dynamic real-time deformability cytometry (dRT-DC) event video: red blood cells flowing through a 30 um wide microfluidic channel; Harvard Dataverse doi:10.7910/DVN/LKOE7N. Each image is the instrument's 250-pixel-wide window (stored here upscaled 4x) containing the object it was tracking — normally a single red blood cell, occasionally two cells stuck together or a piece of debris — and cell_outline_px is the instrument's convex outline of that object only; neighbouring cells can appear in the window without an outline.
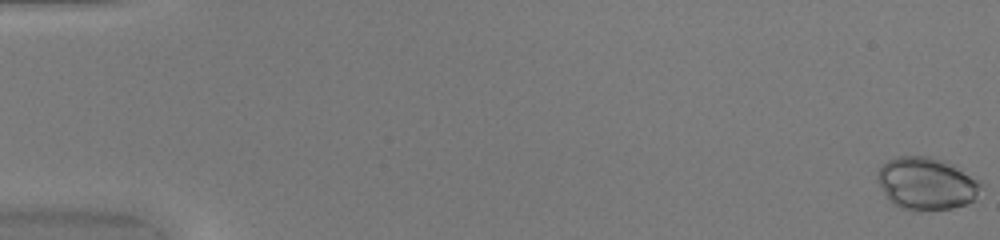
{"species": "common noctule bat (a hibernating species)", "species_latin": "Nyctalus noctula", "temperature_condition": "warm", "stored_images_in_passage": 51, "camera_frame_rate_fps": 3000, "um_per_image_px": 0.085, "animal": {"sex": "female", "body_mass_g": 20.0, "forearm_length_mm": 54.0}, "frame": {"image": 1, "passage_image": 1, "time_ms": 0.0, "image_size_px": [1000, 240], "cell_outline_px": [[984, 184], [972, 200], [964, 204], [952, 208], [920, 212], [900, 208], [892, 204], [888, 200], [876, 180], [876, 176], [880, 164], [896, 156], [928, 156], [944, 160], [980, 180]], "centroid_in_image_um": [78.69, 15.61], "position_along_channel_um": 6.3, "area_um2": 32.08}}
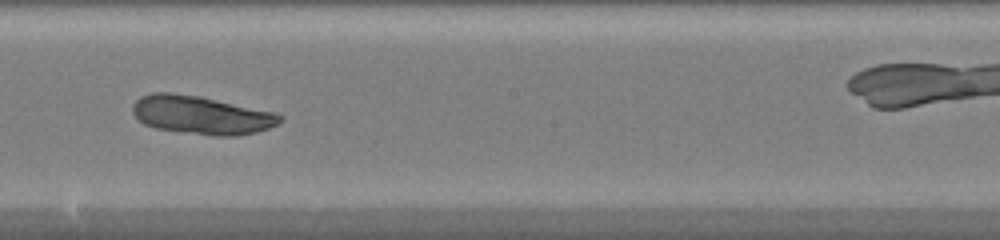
{"frame": {"image": 2, "passage_image": 30, "time_ms": 9.667, "image_size_px": [1000, 240], "cell_outline_px": [[284, 120], [268, 128], [256, 132], [236, 136], [212, 136], [156, 128], [144, 124], [132, 112], [132, 104], [140, 96], [152, 92], [172, 92], [200, 96], [276, 112], [284, 116]], "centroid_in_image_um": [17.13, 9.77], "position_along_channel_um": 231.1, "area_um2": 33.18}}
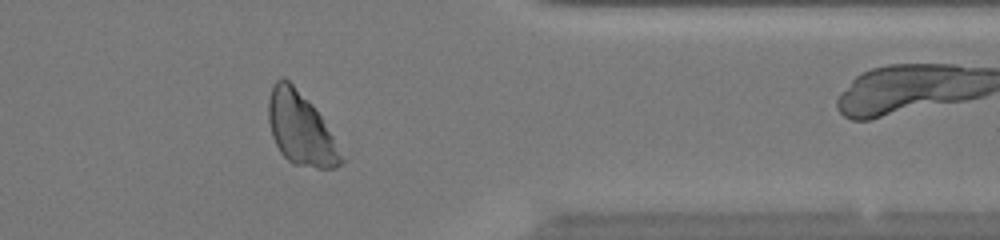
{"frame": {"image": 3, "passage_image": 42, "time_ms": 13.667, "image_size_px": [1000, 240], "cell_outline_px": [[344, 160], [340, 164], [332, 168], [316, 168], [292, 164], [280, 152], [272, 136], [268, 120], [268, 100], [272, 84], [280, 76], [284, 76], [312, 104], [320, 116], [332, 136]], "centroid_in_image_um": [25.5, 10.92], "position_along_channel_um": 385.9, "area_um2": 30.4}}